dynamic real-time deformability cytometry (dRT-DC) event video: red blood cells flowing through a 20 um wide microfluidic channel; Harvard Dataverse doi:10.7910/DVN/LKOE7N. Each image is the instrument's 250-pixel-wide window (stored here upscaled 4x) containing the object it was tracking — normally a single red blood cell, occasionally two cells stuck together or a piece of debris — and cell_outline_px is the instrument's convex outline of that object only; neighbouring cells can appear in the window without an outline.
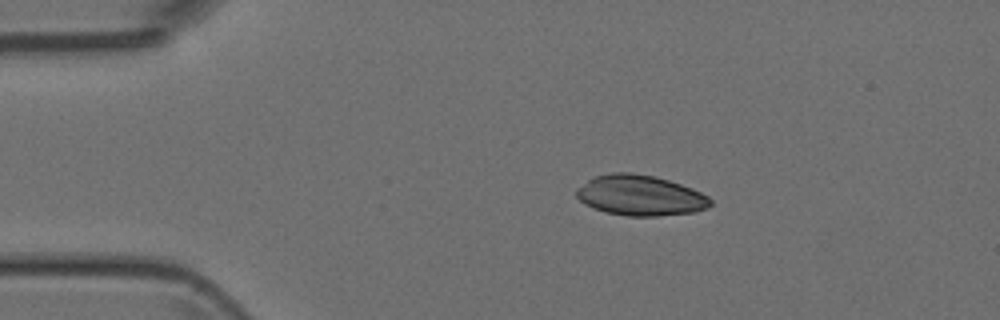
{"species": "Egyptian fruit bat (a non-hibernating species)", "species_latin": "Rousettus aegyptiacus", "temperature_condition": "room temperature", "stored_images_in_passage": 4, "camera_frame_rate_fps": 3000, "um_per_image_px": 0.085, "animal": {"sex": "female"}, "frame": {"image": 1, "passage_image": 1, "time_ms": 0.0, "image_size_px": [1000, 320], "cell_outline_px": [[712, 204], [708, 208], [692, 212], [656, 216], [628, 216], [604, 212], [592, 208], [584, 204], [576, 196], [576, 188], [592, 176], [612, 172], [628, 172], [656, 176], [692, 188], [708, 196], [712, 200]], "centroid_in_image_um": [54.38, 16.6], "position_along_channel_um": 30.6, "area_um2": 31.85}}
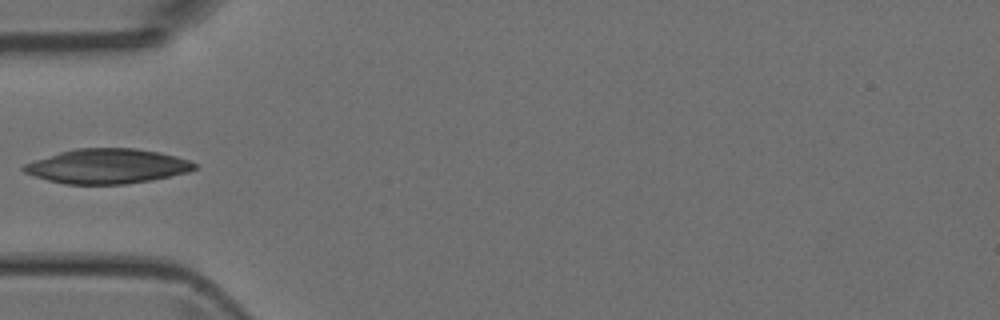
{"frame": {"image": 2, "passage_image": 3, "time_ms": 2.333, "image_size_px": [1000, 320], "cell_outline_px": [[196, 168], [188, 172], [152, 180], [124, 184], [64, 184], [48, 180], [24, 172], [20, 168], [24, 164], [60, 152], [76, 148], [136, 148], [160, 152], [176, 156], [188, 160], [196, 164]], "centroid_in_image_um": [9.13, 14.12], "position_along_channel_um": 75.9, "area_um2": 34.39}}
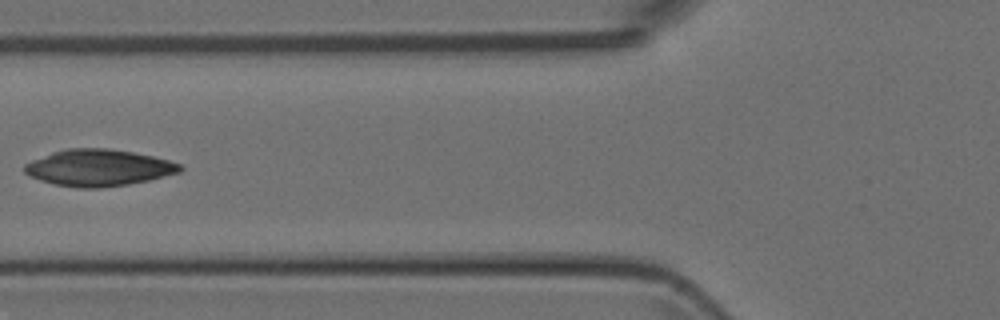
{"frame": {"image": 3, "passage_image": 4, "time_ms": 3.333, "image_size_px": [1000, 320], "cell_outline_px": [[184, 168], [180, 172], [148, 180], [128, 184], [100, 188], [80, 188], [56, 184], [40, 180], [24, 172], [24, 164], [32, 160], [52, 152], [68, 148], [108, 148], [132, 152], [152, 156], [168, 160], [180, 164]], "centroid_in_image_um": [8.38, 14.25], "position_along_channel_um": 117.4, "area_um2": 32.95}}